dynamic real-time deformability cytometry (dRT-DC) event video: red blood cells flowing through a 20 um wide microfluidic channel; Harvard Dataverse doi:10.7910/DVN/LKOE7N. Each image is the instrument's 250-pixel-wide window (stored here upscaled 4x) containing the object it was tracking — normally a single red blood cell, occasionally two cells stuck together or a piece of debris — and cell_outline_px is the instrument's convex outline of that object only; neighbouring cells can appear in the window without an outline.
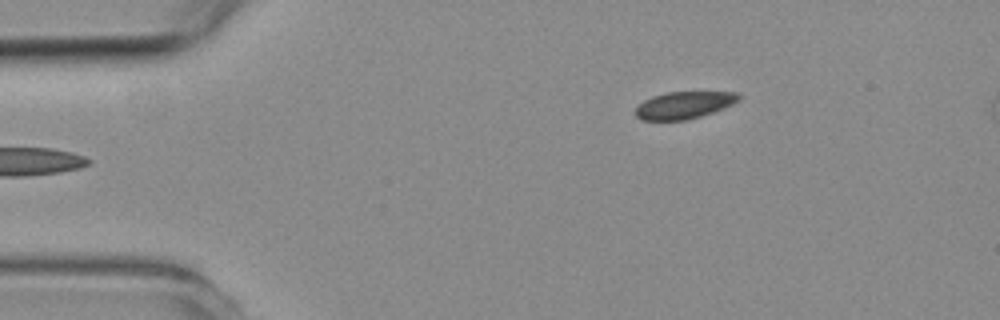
{"species": "common noctule bat (a hibernating species)", "species_latin": "Nyctalus noctula", "temperature_condition": "room temperature", "stored_images_in_passage": 5, "camera_frame_rate_fps": 3000, "um_per_image_px": 0.085, "animal": {"sex": "female", "body_mass_g": 19.3, "forearm_length_mm": 54.1}, "frame": {"image": 1, "passage_image": 5, "time_ms": 4.333, "image_size_px": [1000, 320], "cell_outline_px": [[740, 100], [724, 108], [688, 120], [640, 120], [636, 116], [636, 108], [644, 100], [652, 96], [668, 92], [740, 92]], "centroid_in_image_um": [58.15, 8.93], "position_along_channel_um": 26.8, "area_um2": 16.3}}